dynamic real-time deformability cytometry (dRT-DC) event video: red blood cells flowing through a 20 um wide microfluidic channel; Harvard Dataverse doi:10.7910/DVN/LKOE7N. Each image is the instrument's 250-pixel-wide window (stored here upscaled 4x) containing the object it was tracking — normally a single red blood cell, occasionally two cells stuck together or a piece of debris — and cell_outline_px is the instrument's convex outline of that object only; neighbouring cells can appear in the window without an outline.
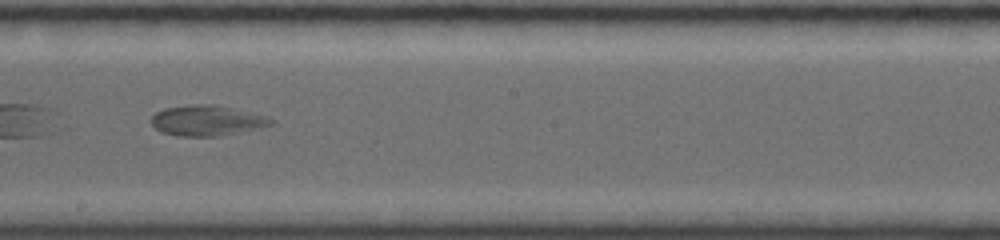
{"species": "common noctule bat (a hibernating species)", "species_latin": "Nyctalus noctula", "temperature_condition": "room temperature", "stored_images_in_passage": 17, "camera_frame_rate_fps": 4000, "um_per_image_px": 0.085, "animal": {"sex": "female", "body_mass_g": 19.0, "forearm_length_mm": 56.7}, "frame": {"image": 1, "passage_image": 12, "time_ms": 5.75, "image_size_px": [1000, 240], "cell_outline_px": [[272, 124], [260, 128], [220, 136], [180, 136], [164, 132], [156, 128], [152, 124], [152, 116], [156, 112], [164, 108], [196, 104], [212, 104], [268, 116], [272, 120]], "centroid_in_image_um": [17.6, 10.25], "position_along_channel_um": 230.6, "area_um2": 20.92}}
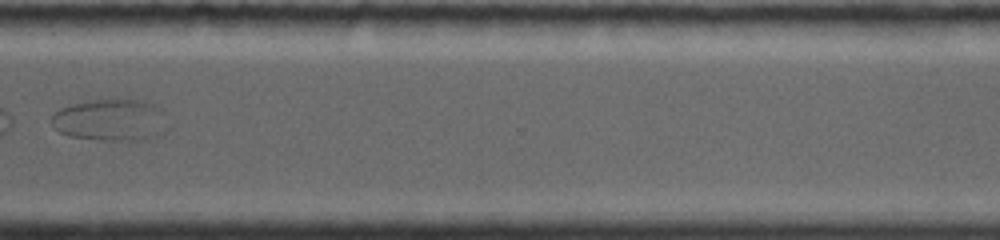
{"frame": {"image": 2, "passage_image": 17, "time_ms": 9.25, "image_size_px": [1000, 240], "cell_outline_px": [[168, 128], [164, 132], [144, 140], [104, 140], [68, 136], [60, 132], [52, 124], [52, 116], [60, 108], [84, 100], [100, 96], [112, 96], [144, 100], [156, 104], [160, 108]], "centroid_in_image_um": [9.41, 10.13], "position_along_channel_um": 361.2, "area_um2": 29.36}}